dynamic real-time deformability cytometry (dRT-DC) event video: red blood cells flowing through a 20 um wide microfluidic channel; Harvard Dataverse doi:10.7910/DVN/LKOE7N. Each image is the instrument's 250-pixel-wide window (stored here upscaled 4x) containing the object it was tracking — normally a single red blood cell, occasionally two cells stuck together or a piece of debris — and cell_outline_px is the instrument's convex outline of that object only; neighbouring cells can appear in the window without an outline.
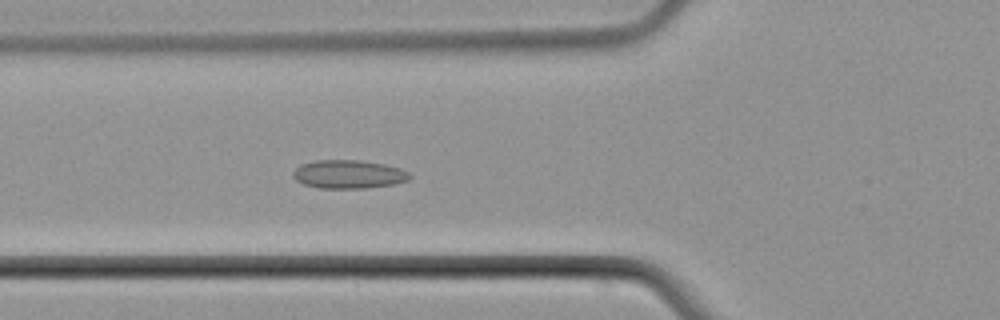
{"species": "common noctule bat (a hibernating species)", "species_latin": "Nyctalus noctula", "temperature_condition": "cold", "stored_images_in_passage": 5, "camera_frame_rate_fps": 3000, "um_per_image_px": 0.085, "animal": {"sex": "male", "body_mass_g": 21.5, "forearm_length_mm": 52.0}, "frame": {"image": 1, "passage_image": 5, "time_ms": 6.333, "image_size_px": [1000, 320], "cell_outline_px": [[412, 176], [408, 180], [392, 184], [364, 188], [320, 188], [304, 184], [296, 180], [292, 176], [292, 172], [300, 164], [316, 160], [360, 160], [384, 164], [400, 168], [408, 172]], "centroid_in_image_um": [29.6, 14.8], "position_along_channel_um": 96.2, "area_um2": 19.31}}